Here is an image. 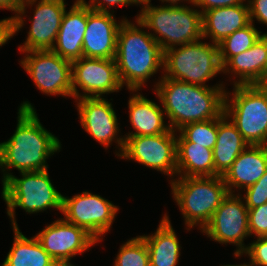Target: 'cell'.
<instances>
[{"mask_svg": "<svg viewBox=\"0 0 267 266\" xmlns=\"http://www.w3.org/2000/svg\"><path fill=\"white\" fill-rule=\"evenodd\" d=\"M17 111L14 134L0 143L2 184L13 174L11 169H17L19 173L47 170V159L60 152L62 146L58 137L40 123L35 107L29 101H23Z\"/></svg>", "mask_w": 267, "mask_h": 266, "instance_id": "obj_1", "label": "cell"}, {"mask_svg": "<svg viewBox=\"0 0 267 266\" xmlns=\"http://www.w3.org/2000/svg\"><path fill=\"white\" fill-rule=\"evenodd\" d=\"M157 81L153 90L173 131L190 123L219 118L224 113L226 87L223 81L213 86H200L163 75Z\"/></svg>", "mask_w": 267, "mask_h": 266, "instance_id": "obj_2", "label": "cell"}, {"mask_svg": "<svg viewBox=\"0 0 267 266\" xmlns=\"http://www.w3.org/2000/svg\"><path fill=\"white\" fill-rule=\"evenodd\" d=\"M143 28V29H142ZM135 19L124 20L117 34L115 63L119 80L129 91H140L151 76L163 70L164 52Z\"/></svg>", "mask_w": 267, "mask_h": 266, "instance_id": "obj_3", "label": "cell"}, {"mask_svg": "<svg viewBox=\"0 0 267 266\" xmlns=\"http://www.w3.org/2000/svg\"><path fill=\"white\" fill-rule=\"evenodd\" d=\"M192 5L193 8L184 4L153 6L150 3L141 7L135 19L150 30L149 34L164 52L203 39L202 13Z\"/></svg>", "mask_w": 267, "mask_h": 266, "instance_id": "obj_4", "label": "cell"}, {"mask_svg": "<svg viewBox=\"0 0 267 266\" xmlns=\"http://www.w3.org/2000/svg\"><path fill=\"white\" fill-rule=\"evenodd\" d=\"M170 185L187 231L195 226L202 231L229 193L222 176L178 177Z\"/></svg>", "mask_w": 267, "mask_h": 266, "instance_id": "obj_5", "label": "cell"}, {"mask_svg": "<svg viewBox=\"0 0 267 266\" xmlns=\"http://www.w3.org/2000/svg\"><path fill=\"white\" fill-rule=\"evenodd\" d=\"M48 169L35 172H20V178L11 175L3 184L1 196L7 206V215L12 227H18L17 207L28 214L44 212L53 208L62 212V194L54 187Z\"/></svg>", "mask_w": 267, "mask_h": 266, "instance_id": "obj_6", "label": "cell"}, {"mask_svg": "<svg viewBox=\"0 0 267 266\" xmlns=\"http://www.w3.org/2000/svg\"><path fill=\"white\" fill-rule=\"evenodd\" d=\"M233 87L232 92L225 91L224 113L249 145H267V87L264 84Z\"/></svg>", "mask_w": 267, "mask_h": 266, "instance_id": "obj_7", "label": "cell"}, {"mask_svg": "<svg viewBox=\"0 0 267 266\" xmlns=\"http://www.w3.org/2000/svg\"><path fill=\"white\" fill-rule=\"evenodd\" d=\"M201 41L164 51L163 76L189 84L209 86L206 82L222 74L219 47L210 41Z\"/></svg>", "mask_w": 267, "mask_h": 266, "instance_id": "obj_8", "label": "cell"}, {"mask_svg": "<svg viewBox=\"0 0 267 266\" xmlns=\"http://www.w3.org/2000/svg\"><path fill=\"white\" fill-rule=\"evenodd\" d=\"M37 3V4H36ZM65 0H25L18 13L13 15V36L24 27L26 8L34 6L33 17H29L31 26L20 52L33 50H51L55 44L63 15L66 11Z\"/></svg>", "mask_w": 267, "mask_h": 266, "instance_id": "obj_9", "label": "cell"}, {"mask_svg": "<svg viewBox=\"0 0 267 266\" xmlns=\"http://www.w3.org/2000/svg\"><path fill=\"white\" fill-rule=\"evenodd\" d=\"M118 210L112 201L89 191L70 198L62 195L63 219L84 228L98 242H102L105 234L111 230Z\"/></svg>", "mask_w": 267, "mask_h": 266, "instance_id": "obj_10", "label": "cell"}, {"mask_svg": "<svg viewBox=\"0 0 267 266\" xmlns=\"http://www.w3.org/2000/svg\"><path fill=\"white\" fill-rule=\"evenodd\" d=\"M20 60L35 86L45 95L72 97V62L52 50L23 52Z\"/></svg>", "mask_w": 267, "mask_h": 266, "instance_id": "obj_11", "label": "cell"}, {"mask_svg": "<svg viewBox=\"0 0 267 266\" xmlns=\"http://www.w3.org/2000/svg\"><path fill=\"white\" fill-rule=\"evenodd\" d=\"M124 148L119 156L155 169L171 177H177V132L150 136L124 137Z\"/></svg>", "mask_w": 267, "mask_h": 266, "instance_id": "obj_12", "label": "cell"}, {"mask_svg": "<svg viewBox=\"0 0 267 266\" xmlns=\"http://www.w3.org/2000/svg\"><path fill=\"white\" fill-rule=\"evenodd\" d=\"M201 232L222 245H236L234 253H243L248 247L244 239L250 237V232L248 207L240 194L228 193Z\"/></svg>", "mask_w": 267, "mask_h": 266, "instance_id": "obj_13", "label": "cell"}, {"mask_svg": "<svg viewBox=\"0 0 267 266\" xmlns=\"http://www.w3.org/2000/svg\"><path fill=\"white\" fill-rule=\"evenodd\" d=\"M78 87V89H77ZM123 88L114 59L81 57L72 62V98L104 97ZM82 92H79V91Z\"/></svg>", "mask_w": 267, "mask_h": 266, "instance_id": "obj_14", "label": "cell"}, {"mask_svg": "<svg viewBox=\"0 0 267 266\" xmlns=\"http://www.w3.org/2000/svg\"><path fill=\"white\" fill-rule=\"evenodd\" d=\"M35 237L59 266H75L70 261L73 257L99 243L84 228L63 218L44 227Z\"/></svg>", "mask_w": 267, "mask_h": 266, "instance_id": "obj_15", "label": "cell"}, {"mask_svg": "<svg viewBox=\"0 0 267 266\" xmlns=\"http://www.w3.org/2000/svg\"><path fill=\"white\" fill-rule=\"evenodd\" d=\"M77 102V103H76ZM76 107L80 124L91 137L105 147V150L115 142L119 157L124 148V136L121 133L120 124L112 102L103 97H85L76 99Z\"/></svg>", "mask_w": 267, "mask_h": 266, "instance_id": "obj_16", "label": "cell"}, {"mask_svg": "<svg viewBox=\"0 0 267 266\" xmlns=\"http://www.w3.org/2000/svg\"><path fill=\"white\" fill-rule=\"evenodd\" d=\"M113 13L91 10L88 7V20L83 39V57L114 59L117 34L120 25L127 18L117 22Z\"/></svg>", "mask_w": 267, "mask_h": 266, "instance_id": "obj_17", "label": "cell"}, {"mask_svg": "<svg viewBox=\"0 0 267 266\" xmlns=\"http://www.w3.org/2000/svg\"><path fill=\"white\" fill-rule=\"evenodd\" d=\"M223 74L233 75V86L267 83V32L248 50L232 56L223 66ZM239 78V79H238Z\"/></svg>", "mask_w": 267, "mask_h": 266, "instance_id": "obj_18", "label": "cell"}, {"mask_svg": "<svg viewBox=\"0 0 267 266\" xmlns=\"http://www.w3.org/2000/svg\"><path fill=\"white\" fill-rule=\"evenodd\" d=\"M88 20V7L79 0L74 1L69 11L66 10L53 52L63 59L73 62L83 57V39Z\"/></svg>", "mask_w": 267, "mask_h": 266, "instance_id": "obj_19", "label": "cell"}, {"mask_svg": "<svg viewBox=\"0 0 267 266\" xmlns=\"http://www.w3.org/2000/svg\"><path fill=\"white\" fill-rule=\"evenodd\" d=\"M266 171L267 145H249L239 154L222 178L229 193L235 194L237 190V194H240L239 191L255 184Z\"/></svg>", "mask_w": 267, "mask_h": 266, "instance_id": "obj_20", "label": "cell"}, {"mask_svg": "<svg viewBox=\"0 0 267 266\" xmlns=\"http://www.w3.org/2000/svg\"><path fill=\"white\" fill-rule=\"evenodd\" d=\"M251 23L249 5L239 4L222 8H214L202 13L203 39L209 38L219 44L235 31L245 28Z\"/></svg>", "mask_w": 267, "mask_h": 266, "instance_id": "obj_21", "label": "cell"}, {"mask_svg": "<svg viewBox=\"0 0 267 266\" xmlns=\"http://www.w3.org/2000/svg\"><path fill=\"white\" fill-rule=\"evenodd\" d=\"M130 92L134 94L128 100L129 121L135 132H128L124 137L159 135L171 129L164 121L166 115L160 105L138 91Z\"/></svg>", "mask_w": 267, "mask_h": 266, "instance_id": "obj_22", "label": "cell"}, {"mask_svg": "<svg viewBox=\"0 0 267 266\" xmlns=\"http://www.w3.org/2000/svg\"><path fill=\"white\" fill-rule=\"evenodd\" d=\"M248 146L236 125L223 113L218 118L217 141L213 148L214 176H223Z\"/></svg>", "mask_w": 267, "mask_h": 266, "instance_id": "obj_23", "label": "cell"}, {"mask_svg": "<svg viewBox=\"0 0 267 266\" xmlns=\"http://www.w3.org/2000/svg\"><path fill=\"white\" fill-rule=\"evenodd\" d=\"M141 236L148 247L150 266H178L182 247L167 213L156 232Z\"/></svg>", "mask_w": 267, "mask_h": 266, "instance_id": "obj_24", "label": "cell"}, {"mask_svg": "<svg viewBox=\"0 0 267 266\" xmlns=\"http://www.w3.org/2000/svg\"><path fill=\"white\" fill-rule=\"evenodd\" d=\"M177 177H214L213 150L177 135Z\"/></svg>", "mask_w": 267, "mask_h": 266, "instance_id": "obj_25", "label": "cell"}, {"mask_svg": "<svg viewBox=\"0 0 267 266\" xmlns=\"http://www.w3.org/2000/svg\"><path fill=\"white\" fill-rule=\"evenodd\" d=\"M13 232L12 247L1 266H59L35 236L26 237L19 227H14Z\"/></svg>", "mask_w": 267, "mask_h": 266, "instance_id": "obj_26", "label": "cell"}, {"mask_svg": "<svg viewBox=\"0 0 267 266\" xmlns=\"http://www.w3.org/2000/svg\"><path fill=\"white\" fill-rule=\"evenodd\" d=\"M262 31L250 23L243 29L235 31L218 44L219 59L223 66L232 56L238 55L250 47L261 37Z\"/></svg>", "mask_w": 267, "mask_h": 266, "instance_id": "obj_27", "label": "cell"}, {"mask_svg": "<svg viewBox=\"0 0 267 266\" xmlns=\"http://www.w3.org/2000/svg\"><path fill=\"white\" fill-rule=\"evenodd\" d=\"M218 118L187 124L179 132L188 142L212 149L217 141Z\"/></svg>", "mask_w": 267, "mask_h": 266, "instance_id": "obj_28", "label": "cell"}, {"mask_svg": "<svg viewBox=\"0 0 267 266\" xmlns=\"http://www.w3.org/2000/svg\"><path fill=\"white\" fill-rule=\"evenodd\" d=\"M113 266H150L148 247L140 235L121 245Z\"/></svg>", "mask_w": 267, "mask_h": 266, "instance_id": "obj_29", "label": "cell"}, {"mask_svg": "<svg viewBox=\"0 0 267 266\" xmlns=\"http://www.w3.org/2000/svg\"><path fill=\"white\" fill-rule=\"evenodd\" d=\"M244 191L246 193L240 194V196H243L248 208H255L267 203V171L255 184L247 187Z\"/></svg>", "mask_w": 267, "mask_h": 266, "instance_id": "obj_30", "label": "cell"}, {"mask_svg": "<svg viewBox=\"0 0 267 266\" xmlns=\"http://www.w3.org/2000/svg\"><path fill=\"white\" fill-rule=\"evenodd\" d=\"M248 227L250 236H267V203L255 208H248Z\"/></svg>", "mask_w": 267, "mask_h": 266, "instance_id": "obj_31", "label": "cell"}, {"mask_svg": "<svg viewBox=\"0 0 267 266\" xmlns=\"http://www.w3.org/2000/svg\"><path fill=\"white\" fill-rule=\"evenodd\" d=\"M235 258L248 255V258L257 266H267V236L258 237L248 244L243 253H233Z\"/></svg>", "mask_w": 267, "mask_h": 266, "instance_id": "obj_32", "label": "cell"}, {"mask_svg": "<svg viewBox=\"0 0 267 266\" xmlns=\"http://www.w3.org/2000/svg\"><path fill=\"white\" fill-rule=\"evenodd\" d=\"M81 3L89 7L91 10L102 11L106 13H114L110 10L114 5L117 6H131L134 3L132 0H89V3L86 0H79Z\"/></svg>", "mask_w": 267, "mask_h": 266, "instance_id": "obj_33", "label": "cell"}, {"mask_svg": "<svg viewBox=\"0 0 267 266\" xmlns=\"http://www.w3.org/2000/svg\"><path fill=\"white\" fill-rule=\"evenodd\" d=\"M249 5L250 21H258L267 26V0H247Z\"/></svg>", "mask_w": 267, "mask_h": 266, "instance_id": "obj_34", "label": "cell"}, {"mask_svg": "<svg viewBox=\"0 0 267 266\" xmlns=\"http://www.w3.org/2000/svg\"><path fill=\"white\" fill-rule=\"evenodd\" d=\"M247 0H193L194 6L201 13L214 8H222L227 6H234L239 4H248ZM202 9V10H201Z\"/></svg>", "mask_w": 267, "mask_h": 266, "instance_id": "obj_35", "label": "cell"}, {"mask_svg": "<svg viewBox=\"0 0 267 266\" xmlns=\"http://www.w3.org/2000/svg\"><path fill=\"white\" fill-rule=\"evenodd\" d=\"M13 37V17L0 20V47Z\"/></svg>", "mask_w": 267, "mask_h": 266, "instance_id": "obj_36", "label": "cell"}, {"mask_svg": "<svg viewBox=\"0 0 267 266\" xmlns=\"http://www.w3.org/2000/svg\"><path fill=\"white\" fill-rule=\"evenodd\" d=\"M24 1L25 0H0V9L12 11L16 15Z\"/></svg>", "mask_w": 267, "mask_h": 266, "instance_id": "obj_37", "label": "cell"}, {"mask_svg": "<svg viewBox=\"0 0 267 266\" xmlns=\"http://www.w3.org/2000/svg\"><path fill=\"white\" fill-rule=\"evenodd\" d=\"M161 1L162 3H164L163 5H169V6H181V3L184 2H188V4H192L193 3V0H159ZM167 3V4H166Z\"/></svg>", "mask_w": 267, "mask_h": 266, "instance_id": "obj_38", "label": "cell"}, {"mask_svg": "<svg viewBox=\"0 0 267 266\" xmlns=\"http://www.w3.org/2000/svg\"><path fill=\"white\" fill-rule=\"evenodd\" d=\"M132 2L134 3V5H139V6H145L150 4L151 0H132Z\"/></svg>", "mask_w": 267, "mask_h": 266, "instance_id": "obj_39", "label": "cell"}, {"mask_svg": "<svg viewBox=\"0 0 267 266\" xmlns=\"http://www.w3.org/2000/svg\"><path fill=\"white\" fill-rule=\"evenodd\" d=\"M221 266H257L256 264H254L250 259L248 263H243V264H226V265H221Z\"/></svg>", "mask_w": 267, "mask_h": 266, "instance_id": "obj_40", "label": "cell"}]
</instances>
